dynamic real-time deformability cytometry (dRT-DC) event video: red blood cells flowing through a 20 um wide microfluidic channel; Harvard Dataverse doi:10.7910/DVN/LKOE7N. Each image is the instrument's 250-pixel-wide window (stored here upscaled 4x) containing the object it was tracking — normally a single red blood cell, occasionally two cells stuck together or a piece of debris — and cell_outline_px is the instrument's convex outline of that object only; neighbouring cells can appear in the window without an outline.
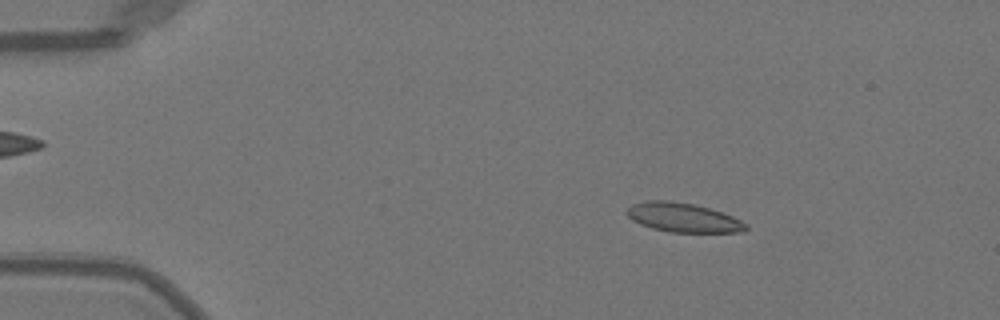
{"species": "Egyptian fruit bat (a non-hibernating species)", "species_latin": "Rousettus aegyptiacus", "temperature_condition": "warm", "stored_images_in_passage": 51, "camera_frame_rate_fps": 3000, "um_per_image_px": 0.085, "animal": {"sex": "female"}, "frame": {"image": 1, "passage_image": 8, "time_ms": 2.333, "image_size_px": [1000, 320], "cell_outline_px": [[748, 228], [744, 232], [668, 232], [652, 228], [640, 224], [632, 220], [624, 212], [632, 204], [644, 200], [668, 200], [692, 204], [708, 208], [732, 216], [748, 224]], "centroid_in_image_um": [58.03, 18.49], "position_along_channel_um": 27.0, "area_um2": 20.29}}
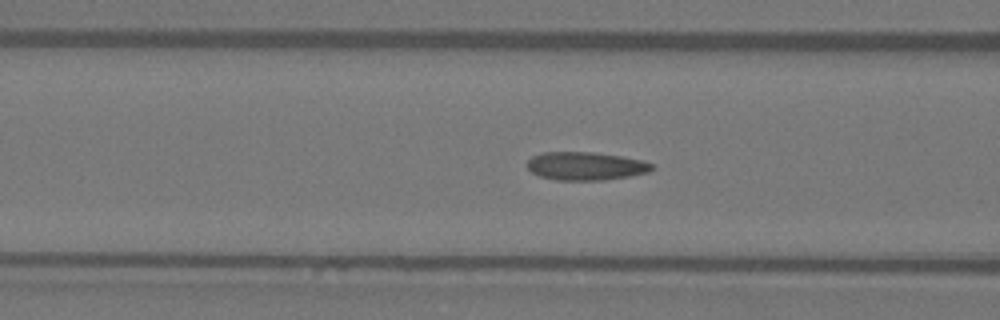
{"frame": {"image": 2, "passage_image": 20, "time_ms": 6.333, "image_size_px": [1000, 320], "cell_outline_px": [[656, 168], [648, 172], [632, 176], [604, 180], [556, 180], [540, 176], [532, 172], [528, 168], [528, 160], [532, 156], [540, 152], [592, 152], [620, 156], [640, 160], [652, 164]], "centroid_in_image_um": [49.78, 14.12], "position_along_channel_um": 116.8, "area_um2": 20.52}}
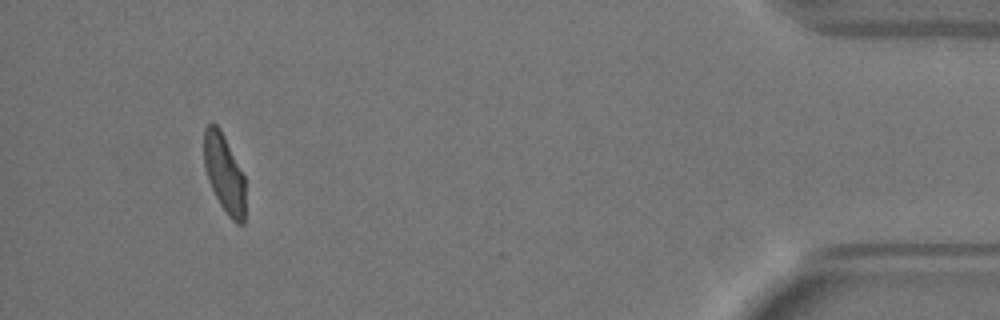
{"frame": {"image": 3, "passage_image": 47, "time_ms": 15.333, "image_size_px": [1000, 320], "cell_outline_px": [[244, 224], [236, 224], [228, 216], [220, 204], [208, 180], [204, 164], [204, 128], [208, 124], [216, 124], [220, 128], [244, 176]], "centroid_in_image_um": [19.05, 14.75], "position_along_channel_um": 416.2, "area_um2": 18.61}, "authors_computed_cell_mechanics": {"area_um2": 20.1722, "velocity_mm_per_s": 4.044, "shape_relaxation_time_tau1_ms": 8.4457, "shape_relaxation_time_tau2_ms": 0.823, "deformation_change_tau1": 0.2469, "deformation_change_tau2": 0.0812}}